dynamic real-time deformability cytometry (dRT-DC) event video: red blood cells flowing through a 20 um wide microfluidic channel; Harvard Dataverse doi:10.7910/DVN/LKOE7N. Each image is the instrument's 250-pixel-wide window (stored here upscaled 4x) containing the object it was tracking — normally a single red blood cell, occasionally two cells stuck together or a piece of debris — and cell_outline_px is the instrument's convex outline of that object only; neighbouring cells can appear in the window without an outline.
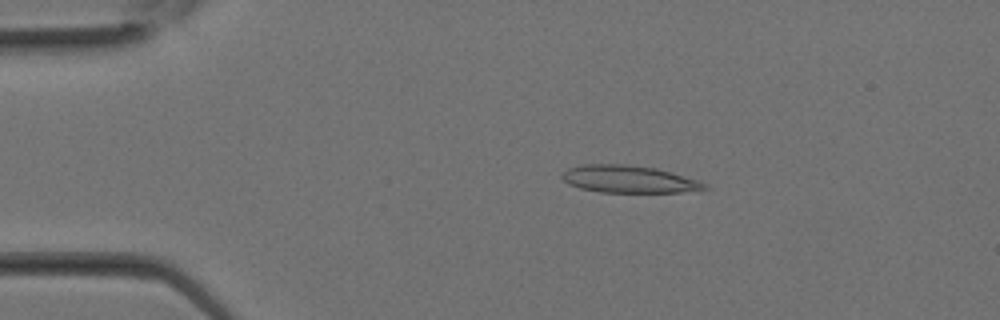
{"species": "Egyptian fruit bat (a non-hibernating species)", "species_latin": "Rousettus aegyptiacus", "temperature_condition": "room temperature", "stored_images_in_passage": 13, "camera_frame_rate_fps": 3000, "um_per_image_px": 0.085, "animal": {"sex": "female"}, "frame": {"image": 1, "passage_image": 6, "time_ms": 1.667, "image_size_px": [1000, 320], "cell_outline_px": [[708, 188], [680, 192], [600, 192], [580, 188], [568, 184], [560, 176], [568, 168], [584, 164], [624, 164], [656, 168], [700, 180]], "centroid_in_image_um": [53.42, 15.22], "position_along_channel_um": 31.6, "area_um2": 22.54}}
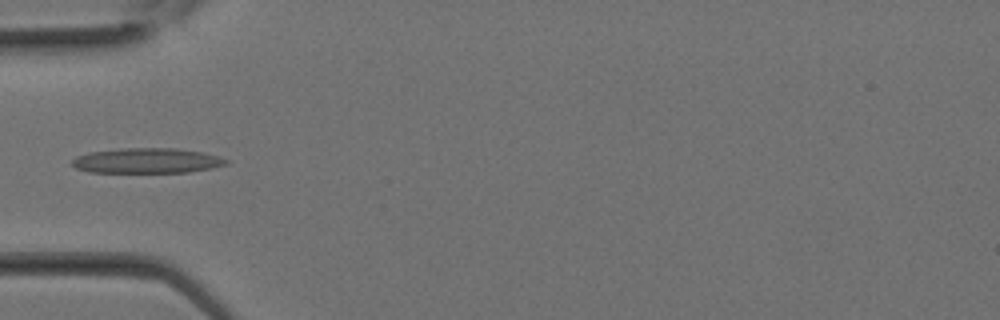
{"frame": {"image": 2, "passage_image": 10, "time_ms": 3.0, "image_size_px": [1000, 320], "cell_outline_px": [[228, 164], [188, 172], [88, 172], [76, 168], [72, 164], [72, 160], [76, 156], [88, 152], [120, 148], [176, 148], [204, 152], [228, 160]], "centroid_in_image_um": [12.45, 13.65], "position_along_channel_um": 72.6, "area_um2": 22.48}}
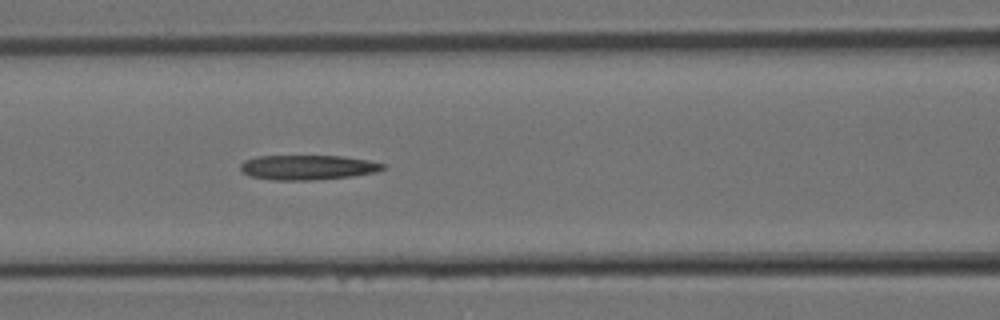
{"frame": {"image": 3, "passage_image": 13, "time_ms": 4.0, "image_size_px": [1000, 320], "cell_outline_px": [[388, 164], [384, 168], [376, 172], [352, 176], [312, 180], [276, 180], [248, 176], [240, 168], [240, 164], [244, 160], [256, 156], [344, 156], [368, 160]], "centroid_in_image_um": [26.16, 14.22], "position_along_channel_um": 140.4, "area_um2": 20.63}}